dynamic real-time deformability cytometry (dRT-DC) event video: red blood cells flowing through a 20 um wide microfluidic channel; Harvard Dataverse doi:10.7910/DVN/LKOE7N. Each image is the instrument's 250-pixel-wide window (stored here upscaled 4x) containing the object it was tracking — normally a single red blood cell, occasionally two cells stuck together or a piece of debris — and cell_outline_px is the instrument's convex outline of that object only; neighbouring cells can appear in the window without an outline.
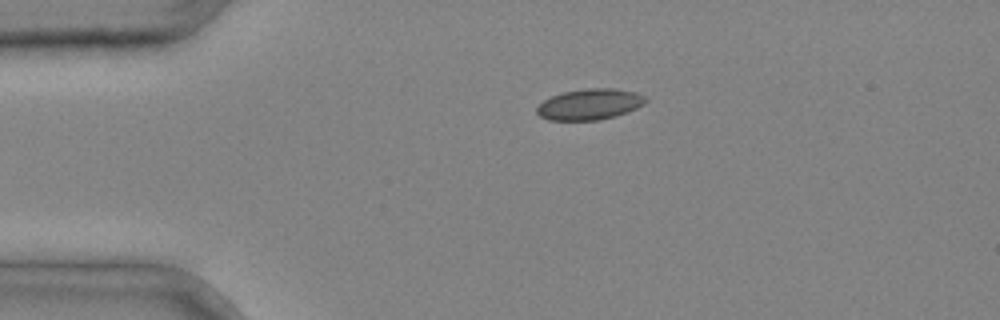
{"species": "common noctule bat (a hibernating species)", "species_latin": "Nyctalus noctula", "temperature_condition": "cold", "stored_images_in_passage": 5, "camera_frame_rate_fps": 3000, "um_per_image_px": 0.085, "animal": {"sex": "male", "body_mass_g": 20.4}, "frame": {"image": 1, "passage_image": 5, "time_ms": 1.333, "image_size_px": [1000, 320], "cell_outline_px": [[648, 100], [644, 104], [636, 108], [616, 116], [600, 120], [548, 120], [540, 116], [536, 112], [536, 108], [544, 100], [552, 96], [564, 92], [588, 88], [612, 88], [636, 92], [644, 96]], "centroid_in_image_um": [50.13, 8.87], "position_along_channel_um": 34.9, "area_um2": 19.54}}